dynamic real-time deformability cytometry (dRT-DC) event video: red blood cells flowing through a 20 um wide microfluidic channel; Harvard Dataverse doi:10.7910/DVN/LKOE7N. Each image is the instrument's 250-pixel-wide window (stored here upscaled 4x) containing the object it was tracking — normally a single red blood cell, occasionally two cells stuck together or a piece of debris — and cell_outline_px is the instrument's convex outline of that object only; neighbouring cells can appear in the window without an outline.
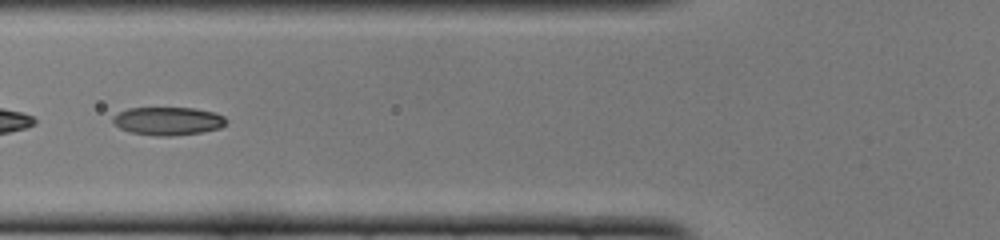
{"species": "common noctule bat (a hibernating species)", "species_latin": "Nyctalus noctula", "temperature_condition": "cold", "stored_images_in_passage": 48, "camera_frame_rate_fps": 3000, "um_per_image_px": 0.085, "animal": {"sex": "female", "body_mass_g": 22.0, "forearm_length_mm": 56.7}, "frame": {"image": 1, "passage_image": 18, "time_ms": 5.667, "image_size_px": [1000, 240], "cell_outline_px": [[228, 120], [220, 128], [200, 132], [172, 136], [156, 136], [132, 132], [120, 128], [112, 120], [120, 112], [128, 108], [196, 108], [216, 112], [224, 116]], "centroid_in_image_um": [14.34, 10.28], "position_along_channel_um": 111.5, "area_um2": 18.44}}
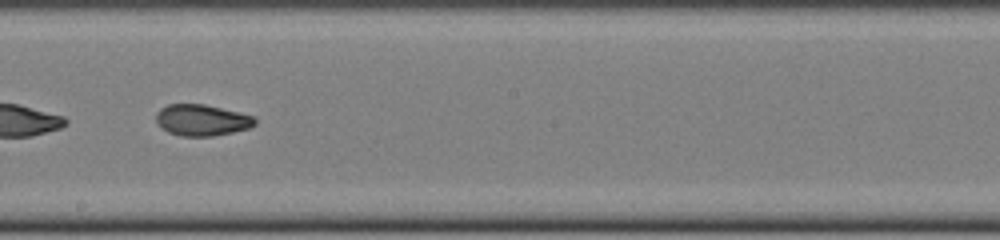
{"frame": {"image": 2, "passage_image": 27, "time_ms": 8.667, "image_size_px": [1000, 240], "cell_outline_px": [[256, 124], [248, 128], [232, 132], [212, 136], [180, 136], [168, 132], [160, 128], [156, 120], [156, 112], [160, 108], [168, 104], [204, 104], [240, 112], [252, 116], [256, 120]], "centroid_in_image_um": [17.12, 10.2], "position_along_channel_um": 231.1, "area_um2": 18.09}}
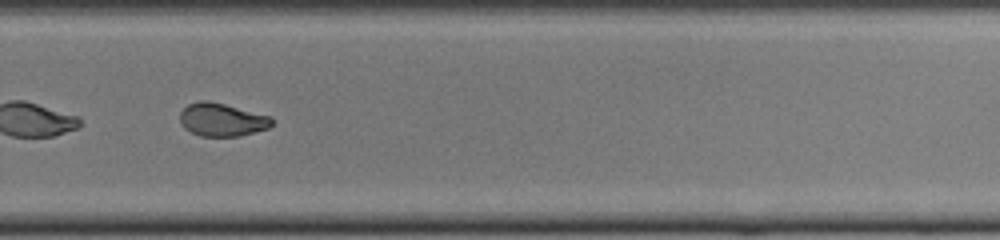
{"frame": {"image": 3, "passage_image": 33, "time_ms": 10.667, "image_size_px": [1000, 240], "cell_outline_px": [[272, 124], [268, 128], [240, 136], [200, 136], [184, 128], [180, 124], [180, 112], [188, 104], [200, 100], [208, 100], [272, 116]], "centroid_in_image_um": [18.85, 10.17], "position_along_channel_um": 310.9, "area_um2": 17.74}, "authors_computed_cell_mechanics": {"area_um2": 18.9873, "velocity_mm_per_s": 3.9978, "shape_relaxation_time_tau1_ms": 4.816, "shape_relaxation_time_tau2_ms": 1.9824, "deformation_change_tau1": 0.1704, "deformation_change_tau2": 0.0671}}